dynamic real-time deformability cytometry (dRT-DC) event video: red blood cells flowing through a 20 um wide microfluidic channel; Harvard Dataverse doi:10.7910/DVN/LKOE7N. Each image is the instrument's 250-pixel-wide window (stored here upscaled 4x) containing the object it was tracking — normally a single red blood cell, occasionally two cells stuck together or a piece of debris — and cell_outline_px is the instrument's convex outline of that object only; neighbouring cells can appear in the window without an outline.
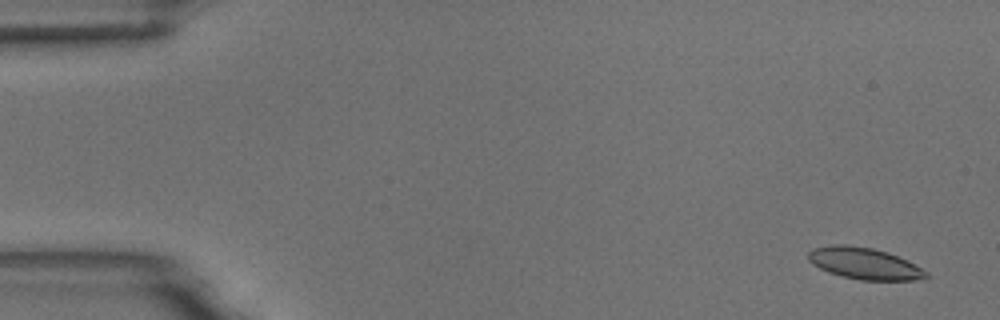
{"species": "common noctule bat (a hibernating species)", "species_latin": "Nyctalus noctula", "temperature_condition": "room temperature", "stored_images_in_passage": 5, "camera_frame_rate_fps": 3000, "um_per_image_px": 0.085, "animal": {"sex": "male", "body_mass_g": 18.8}, "frame": {"image": 1, "passage_image": 1, "time_ms": 0.0, "image_size_px": [1000, 320], "cell_outline_px": [[928, 276], [924, 280], [860, 280], [828, 272], [812, 264], [808, 260], [808, 252], [812, 248], [832, 244], [848, 244], [872, 248], [888, 252], [928, 272]], "centroid_in_image_um": [73.43, 22.39], "position_along_channel_um": 11.6, "area_um2": 21.62}}
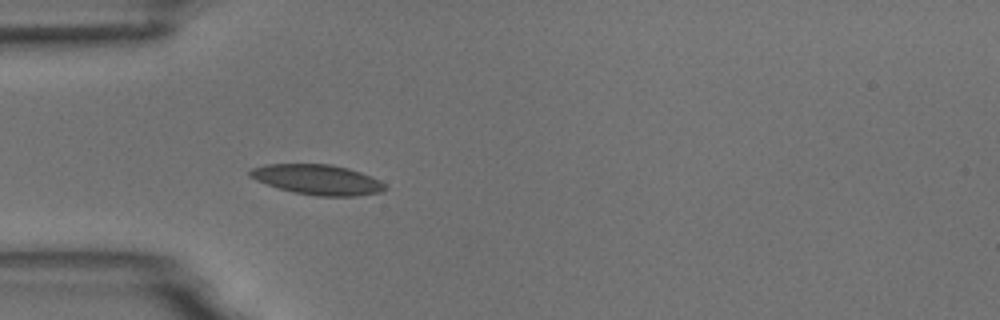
{"frame": {"image": 2, "passage_image": 5, "time_ms": 4.667, "image_size_px": [1000, 320], "cell_outline_px": [[388, 188], [380, 192], [356, 196], [316, 196], [292, 192], [256, 180], [248, 176], [248, 172], [252, 168], [264, 164], [332, 164], [348, 168], [360, 172], [380, 180]], "centroid_in_image_um": [26.98, 15.26], "position_along_channel_um": 58.0, "area_um2": 23.7}}